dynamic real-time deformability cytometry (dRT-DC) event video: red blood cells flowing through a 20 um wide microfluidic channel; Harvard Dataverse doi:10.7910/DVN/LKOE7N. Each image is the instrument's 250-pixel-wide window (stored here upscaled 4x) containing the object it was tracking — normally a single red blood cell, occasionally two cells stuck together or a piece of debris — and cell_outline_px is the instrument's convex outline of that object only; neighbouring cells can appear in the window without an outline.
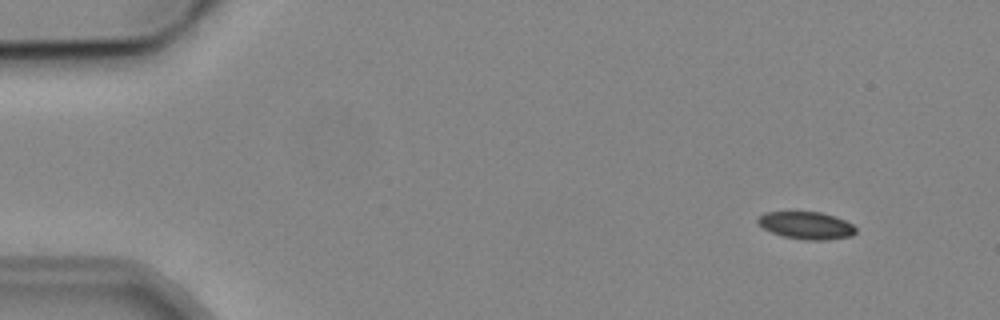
{"species": "common noctule bat (a hibernating species)", "species_latin": "Nyctalus noctula", "temperature_condition": "cold", "stored_images_in_passage": 4, "camera_frame_rate_fps": 3000, "um_per_image_px": 0.085, "animal": {"sex": "male", "body_mass_g": 19.2, "forearm_length_mm": 51.8}, "frame": {"image": 1, "passage_image": 1, "time_ms": 0.0, "image_size_px": [1000, 320], "cell_outline_px": [[856, 232], [852, 236], [828, 240], [804, 240], [784, 236], [772, 232], [764, 228], [756, 220], [764, 212], [820, 212], [836, 216], [852, 224], [856, 228]], "centroid_in_image_um": [68.58, 19.16], "position_along_channel_um": 16.4, "area_um2": 15.61}}